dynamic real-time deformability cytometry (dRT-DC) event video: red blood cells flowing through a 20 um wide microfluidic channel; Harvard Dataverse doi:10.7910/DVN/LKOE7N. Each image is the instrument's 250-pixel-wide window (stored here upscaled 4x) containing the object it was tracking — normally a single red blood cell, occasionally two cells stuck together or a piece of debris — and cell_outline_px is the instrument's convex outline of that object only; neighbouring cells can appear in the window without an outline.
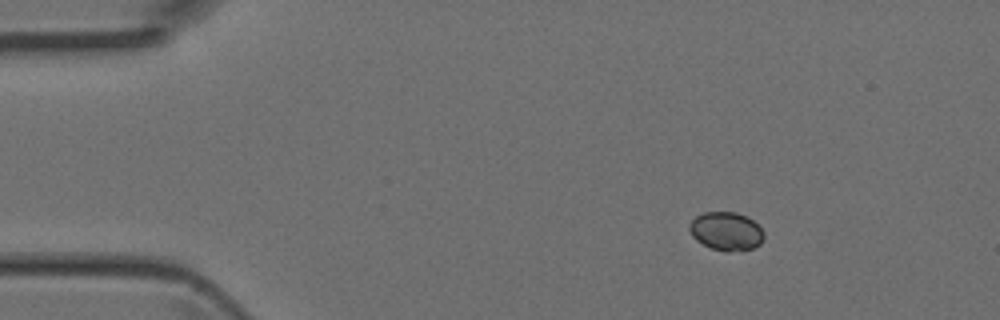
{"species": "Egyptian fruit bat (a non-hibernating species)", "species_latin": "Rousettus aegyptiacus", "temperature_condition": "room temperature", "stored_images_in_passage": 3, "camera_frame_rate_fps": 3000, "um_per_image_px": 0.085, "animal": {"sex": "female"}, "frame": {"image": 1, "passage_image": 1, "time_ms": 0.0, "image_size_px": [1000, 320], "cell_outline_px": [[764, 240], [760, 244], [752, 248], [740, 252], [728, 252], [712, 248], [696, 240], [692, 236], [688, 228], [688, 224], [696, 216], [704, 212], [736, 212], [748, 216], [764, 232]], "centroid_in_image_um": [61.73, 19.66], "position_along_channel_um": 23.3, "area_um2": 16.88}}
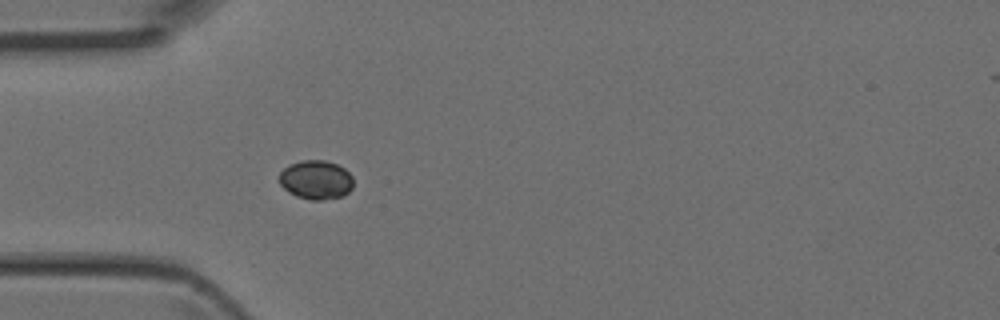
{"frame": {"image": 2, "passage_image": 3, "time_ms": 0.667, "image_size_px": [1000, 320], "cell_outline_px": [[352, 188], [348, 192], [340, 196], [324, 200], [312, 200], [296, 196], [288, 192], [280, 184], [280, 172], [288, 164], [300, 160], [324, 160], [336, 164], [344, 168], [352, 176]], "centroid_in_image_um": [26.84, 15.27], "position_along_channel_um": 58.2, "area_um2": 16.82}}